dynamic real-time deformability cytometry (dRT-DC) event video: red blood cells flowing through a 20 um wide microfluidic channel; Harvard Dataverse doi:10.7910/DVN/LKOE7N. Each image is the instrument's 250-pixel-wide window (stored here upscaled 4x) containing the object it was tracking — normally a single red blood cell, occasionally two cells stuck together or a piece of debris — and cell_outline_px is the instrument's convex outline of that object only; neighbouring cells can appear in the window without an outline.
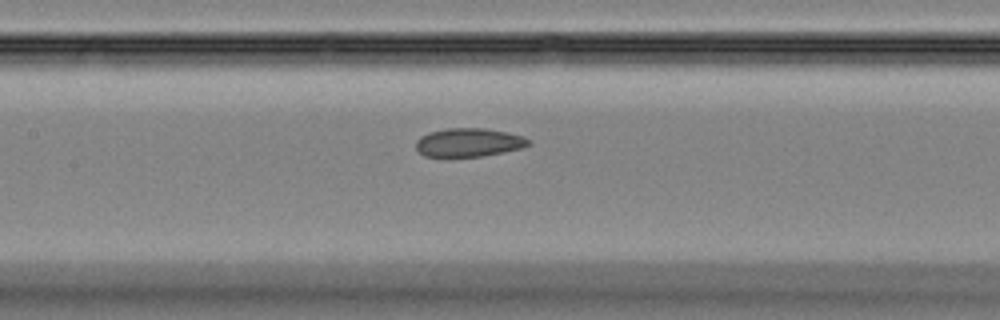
{"species": "Egyptian fruit bat (a non-hibernating species)", "species_latin": "Rousettus aegyptiacus", "temperature_condition": "room temperature", "stored_images_in_passage": 44, "camera_frame_rate_fps": 3000, "um_per_image_px": 0.085, "animal": {"sex": "female"}, "frame": {"image": 1, "passage_image": 19, "time_ms": 6.0, "image_size_px": [1000, 320], "cell_outline_px": [[532, 144], [524, 148], [504, 152], [480, 156], [452, 160], [444, 160], [424, 156], [416, 148], [416, 140], [420, 136], [428, 132], [444, 128], [484, 128], [508, 132], [524, 136], [532, 140]], "centroid_in_image_um": [39.82, 12.15], "position_along_channel_um": 167.6, "area_um2": 19.88}}
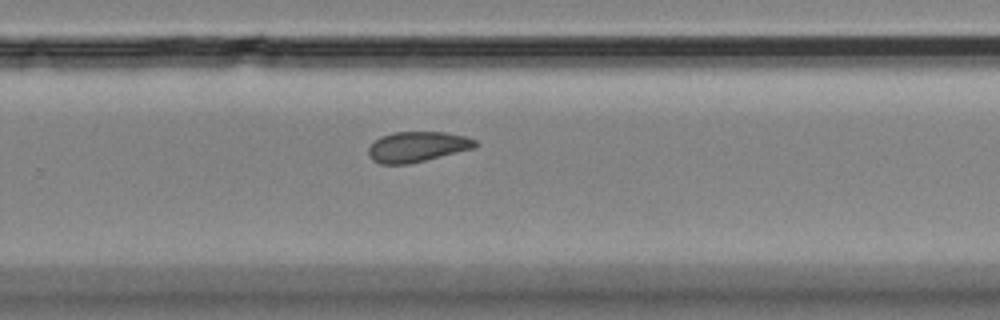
{"frame": {"image": 2, "passage_image": 28, "time_ms": 9.0, "image_size_px": [1000, 320], "cell_outline_px": [[480, 144], [476, 148], [408, 164], [380, 164], [372, 160], [368, 156], [368, 148], [380, 136], [392, 132], [444, 132], [464, 136], [476, 140]], "centroid_in_image_um": [35.47, 12.47], "position_along_channel_um": 294.3, "area_um2": 19.02}}
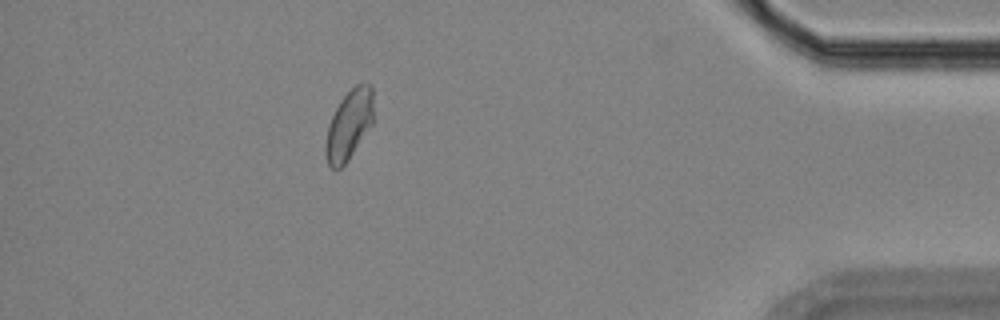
{"frame": {"image": 3, "passage_image": 39, "time_ms": 12.667, "image_size_px": [1000, 320], "cell_outline_px": [[372, 124], [348, 160], [336, 172], [328, 164], [324, 152], [324, 144], [328, 124], [340, 100], [356, 84], [372, 84]], "centroid_in_image_um": [29.63, 10.65], "position_along_channel_um": 405.6, "area_um2": 19.36}}